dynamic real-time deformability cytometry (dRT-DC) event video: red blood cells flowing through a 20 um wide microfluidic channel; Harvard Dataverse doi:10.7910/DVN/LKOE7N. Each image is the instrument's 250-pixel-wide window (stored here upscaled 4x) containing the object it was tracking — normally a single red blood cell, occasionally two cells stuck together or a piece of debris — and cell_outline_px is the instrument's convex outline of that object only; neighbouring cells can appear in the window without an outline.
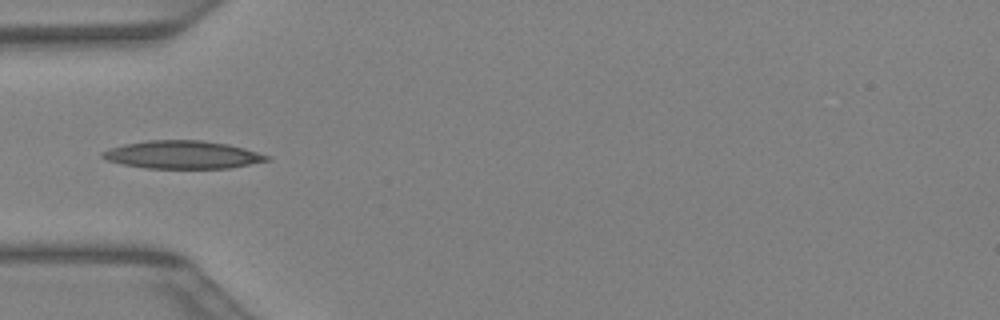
{"species": "Egyptian fruit bat (a non-hibernating species)", "species_latin": "Rousettus aegyptiacus", "temperature_condition": "warm", "stored_images_in_passage": 15, "camera_frame_rate_fps": 3000, "um_per_image_px": 0.085, "animal": {"sex": "female"}, "frame": {"image": 1, "passage_image": 13, "time_ms": 4.0, "image_size_px": [1000, 320], "cell_outline_px": [[272, 160], [228, 168], [148, 168], [124, 164], [108, 160], [100, 156], [100, 152], [108, 148], [124, 144], [148, 140], [200, 140], [228, 144], [244, 148], [272, 156]], "centroid_in_image_um": [15.53, 13.14], "position_along_channel_um": 69.5, "area_um2": 26.76}}